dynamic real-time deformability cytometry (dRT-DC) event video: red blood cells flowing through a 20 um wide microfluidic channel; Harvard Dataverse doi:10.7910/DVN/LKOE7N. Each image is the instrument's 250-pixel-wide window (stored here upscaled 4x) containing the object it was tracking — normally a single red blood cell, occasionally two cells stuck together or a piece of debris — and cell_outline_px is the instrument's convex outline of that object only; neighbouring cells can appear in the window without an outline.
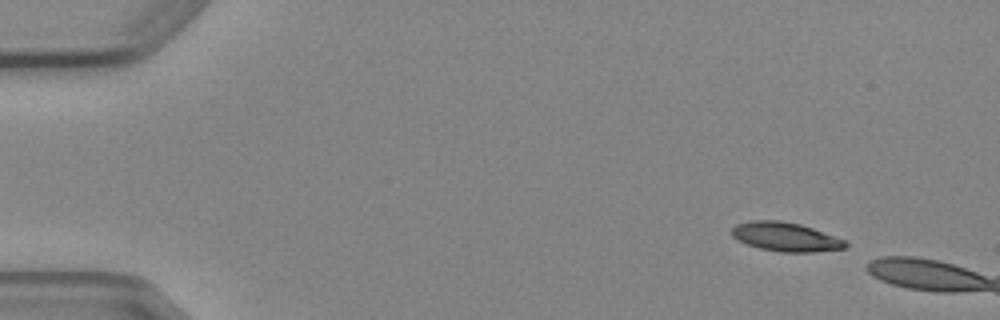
{"species": "Egyptian fruit bat (a non-hibernating species)", "species_latin": "Rousettus aegyptiacus", "temperature_condition": "cold", "stored_images_in_passage": 4, "camera_frame_rate_fps": 3000, "um_per_image_px": 0.085, "animal": {"sex": "female"}, "frame": {"image": 1, "passage_image": 1, "time_ms": 0.0, "image_size_px": [1000, 320], "cell_outline_px": [[848, 244], [844, 248], [812, 252], [780, 252], [760, 248], [736, 240], [732, 236], [732, 228], [736, 224], [752, 220], [780, 220], [800, 224], [812, 228], [844, 240]], "centroid_in_image_um": [66.73, 20.12], "position_along_channel_um": 18.3, "area_um2": 19.02}}